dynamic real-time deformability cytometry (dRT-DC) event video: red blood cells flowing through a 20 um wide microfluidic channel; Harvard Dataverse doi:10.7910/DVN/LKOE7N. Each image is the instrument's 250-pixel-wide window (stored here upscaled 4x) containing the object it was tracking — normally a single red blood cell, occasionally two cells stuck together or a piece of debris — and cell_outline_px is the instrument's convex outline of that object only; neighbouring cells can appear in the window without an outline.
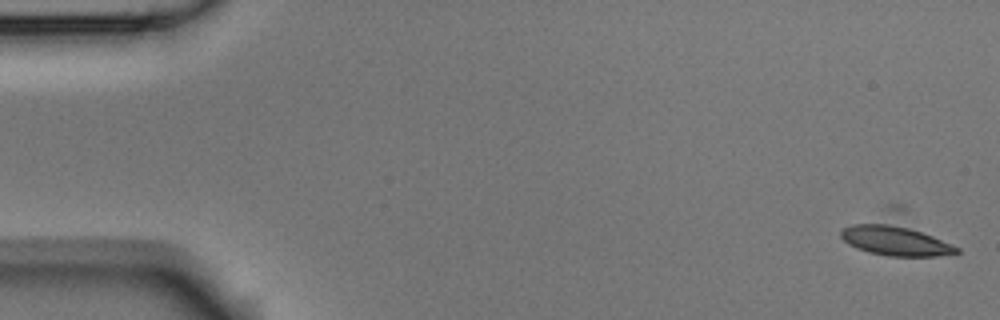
{"species": "Egyptian fruit bat (a non-hibernating species)", "species_latin": "Rousettus aegyptiacus", "temperature_condition": "room temperature", "stored_images_in_passage": 5, "camera_frame_rate_fps": 3000, "um_per_image_px": 0.085, "animal": {"sex": "male"}, "frame": {"image": 1, "passage_image": 1, "time_ms": 0.0, "image_size_px": [1000, 320], "cell_outline_px": [[960, 252], [936, 256], [888, 256], [868, 252], [856, 248], [848, 244], [840, 236], [840, 232], [844, 228], [852, 224], [896, 204], [900, 204], [960, 248]], "centroid_in_image_um": [76.27, 19.99], "position_along_channel_um": 8.7, "area_um2": 27.69}}
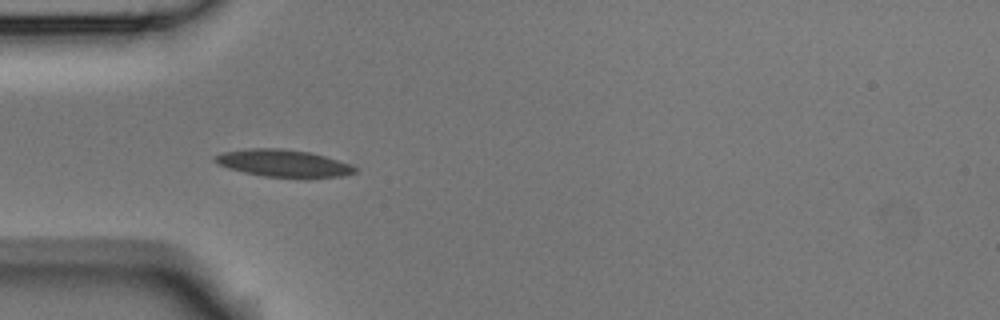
{"frame": {"image": 2, "passage_image": 5, "time_ms": 1.333, "image_size_px": [1000, 320], "cell_outline_px": [[356, 172], [344, 176], [308, 180], [304, 180], [264, 176], [244, 172], [228, 168], [212, 160], [212, 156], [224, 152], [248, 148], [280, 148], [308, 152], [324, 156], [352, 164], [356, 168]], "centroid_in_image_um": [24.14, 13.91], "position_along_channel_um": 60.9, "area_um2": 22.89}}